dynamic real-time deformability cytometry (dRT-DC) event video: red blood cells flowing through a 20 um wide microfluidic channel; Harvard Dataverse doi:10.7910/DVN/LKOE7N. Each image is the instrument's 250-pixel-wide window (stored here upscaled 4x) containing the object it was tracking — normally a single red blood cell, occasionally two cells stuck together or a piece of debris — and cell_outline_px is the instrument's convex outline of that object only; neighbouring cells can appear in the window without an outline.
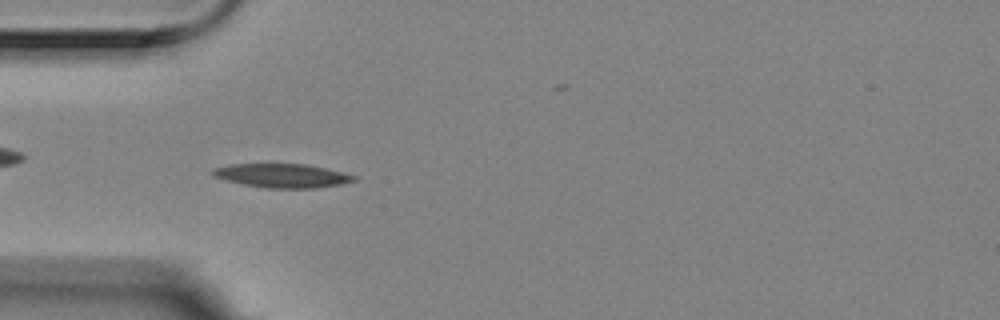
{"species": "Egyptian fruit bat (a non-hibernating species)", "species_latin": "Rousettus aegyptiacus", "temperature_condition": "room temperature", "stored_images_in_passage": 7, "camera_frame_rate_fps": 3000, "um_per_image_px": 0.085, "animal": {"sex": "female"}, "frame": {"image": 1, "passage_image": 4, "time_ms": 1.0, "image_size_px": [1000, 320], "cell_outline_px": [[360, 176], [356, 180], [340, 184], [316, 188], [264, 188], [244, 184], [212, 176], [208, 172], [212, 168], [228, 164], [308, 164]], "centroid_in_image_um": [23.97, 14.92], "position_along_channel_um": 61.0, "area_um2": 19.83}}
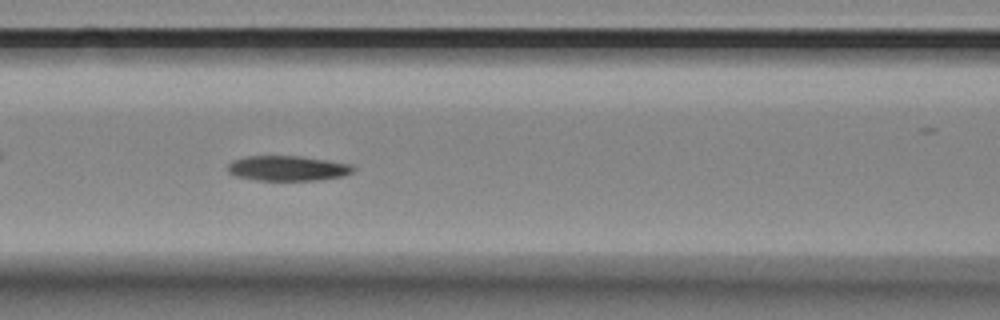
{"frame": {"image": 2, "passage_image": 6, "time_ms": 1.667, "image_size_px": [1000, 320], "cell_outline_px": [[356, 168], [352, 172], [344, 176], [316, 180], [256, 180], [236, 176], [228, 172], [228, 164], [232, 160], [244, 156], [300, 156], [352, 164]], "centroid_in_image_um": [24.44, 14.3], "position_along_channel_um": 142.2, "area_um2": 18.38}}
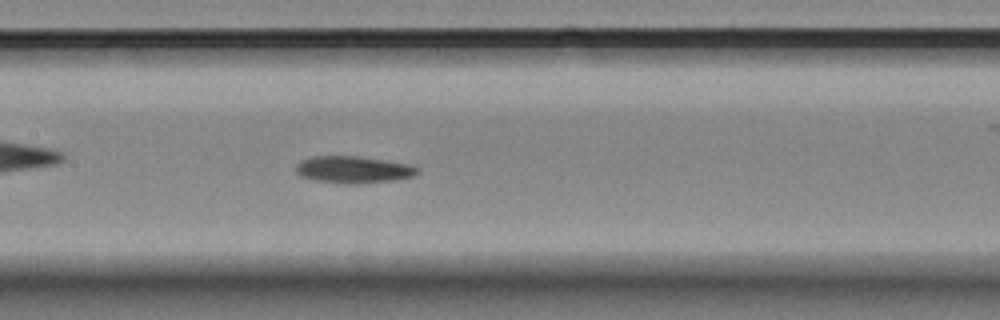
{"frame": {"image": 3, "passage_image": 7, "time_ms": 2.0, "image_size_px": [1000, 320], "cell_outline_px": [[420, 172], [412, 176], [396, 180], [356, 184], [352, 184], [312, 180], [300, 176], [296, 172], [296, 164], [300, 160], [312, 156], [356, 156], [408, 164], [420, 168]], "centroid_in_image_um": [30.01, 14.42], "position_along_channel_um": 177.4, "area_um2": 19.13}}